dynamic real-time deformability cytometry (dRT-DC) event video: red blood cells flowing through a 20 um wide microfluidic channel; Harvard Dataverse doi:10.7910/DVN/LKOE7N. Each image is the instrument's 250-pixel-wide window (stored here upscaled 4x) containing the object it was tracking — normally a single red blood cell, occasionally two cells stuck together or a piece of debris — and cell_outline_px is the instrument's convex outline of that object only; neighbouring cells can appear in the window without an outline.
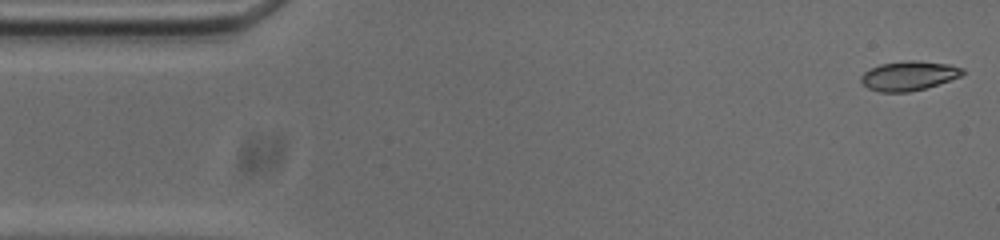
{"species": "common noctule bat (a hibernating species)", "species_latin": "Nyctalus noctula", "temperature_condition": "cold", "stored_images_in_passage": 53, "camera_frame_rate_fps": 3000, "um_per_image_px": 0.085, "animal": {"sex": "male", "body_mass_g": 20.0, "forearm_length_mm": 53.3}, "frame": {"image": 1, "passage_image": 1, "time_ms": 0.0, "image_size_px": [1000, 240], "cell_outline_px": [[964, 72], [960, 76], [924, 88], [908, 92], [880, 92], [868, 88], [860, 80], [860, 76], [864, 72], [880, 64], [908, 60], [916, 60], [948, 64], [964, 68]], "centroid_in_image_um": [77.22, 6.43], "position_along_channel_um": 7.8, "area_um2": 17.17}}
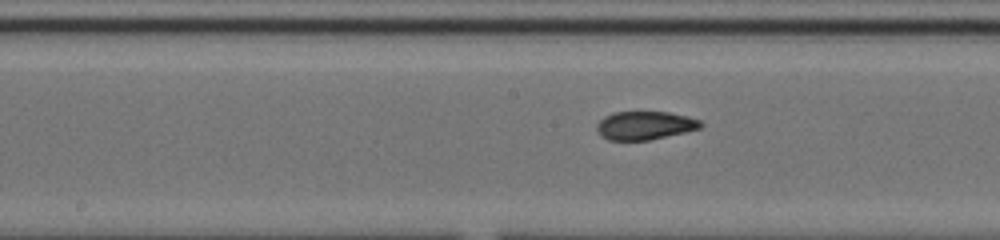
{"frame": {"image": 2, "passage_image": 25, "time_ms": 8.0, "image_size_px": [1000, 240], "cell_outline_px": [[704, 124], [700, 128], [684, 132], [648, 140], [608, 140], [600, 136], [596, 128], [596, 124], [604, 116], [612, 112], [668, 112], [688, 116], [700, 120]], "centroid_in_image_um": [54.78, 10.66], "position_along_channel_um": 193.4, "area_um2": 17.22}}
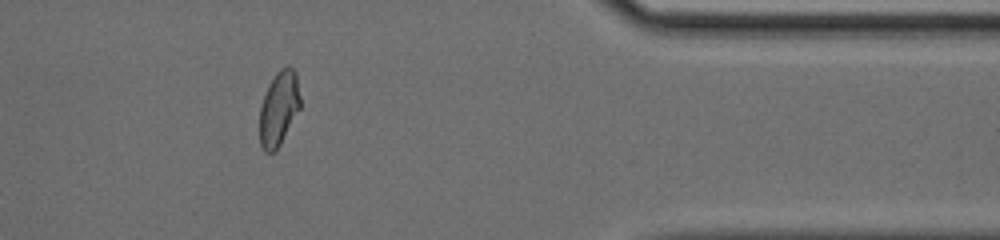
{"frame": {"image": 3, "passage_image": 43, "time_ms": 14.0, "image_size_px": [1000, 240], "cell_outline_px": [[300, 108], [280, 144], [272, 152], [264, 152], [260, 144], [260, 108], [268, 84], [276, 72], [280, 68], [288, 64], [296, 72], [300, 96]], "centroid_in_image_um": [23.7, 9.17], "position_along_channel_um": 387.7, "area_um2": 17.57}, "authors_computed_cell_mechanics": {"area_um2": 17.7446, "velocity_mm_per_s": 3.7384, "shape_relaxation_time_tau1_ms": 7.7347, "shape_relaxation_time_tau2_ms": 1.5244, "deformation_change_tau1": 0.2263, "deformation_change_tau2": 0.062}}